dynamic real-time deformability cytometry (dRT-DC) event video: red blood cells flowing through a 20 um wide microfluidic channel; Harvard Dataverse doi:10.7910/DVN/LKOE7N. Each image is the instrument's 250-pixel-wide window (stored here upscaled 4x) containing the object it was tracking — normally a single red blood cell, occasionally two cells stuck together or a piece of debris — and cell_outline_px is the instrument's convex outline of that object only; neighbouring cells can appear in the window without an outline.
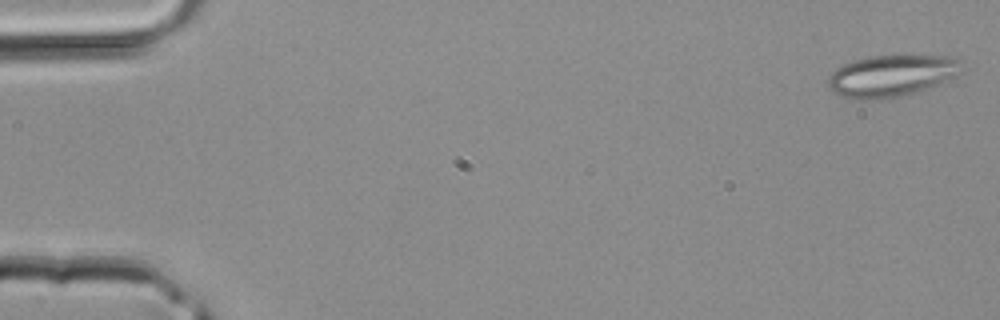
{"species": "common noctule bat (a hibernating species)", "species_latin": "Nyctalus noctula", "temperature_condition": "room temperature", "stored_images_in_passage": 40, "camera_frame_rate_fps": 3000, "um_per_image_px": 0.085, "animal": {"sex": "male", "body_mass_g": 20.4}, "frame": {"image": 1, "passage_image": 1, "time_ms": 0.0, "image_size_px": [1000, 320], "cell_outline_px": [[964, 72], [936, 84], [900, 96], [868, 100], [848, 100], [828, 88], [828, 76], [836, 68], [852, 60], [868, 56], [952, 56], [960, 60], [964, 68]], "centroid_in_image_um": [75.74, 6.43], "position_along_channel_um": 9.3, "area_um2": 32.43}}
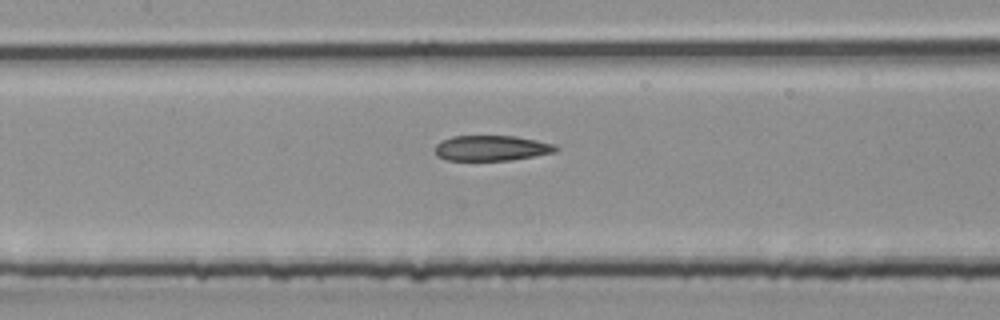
{"frame": {"image": 2, "passage_image": 19, "time_ms": 6.0, "image_size_px": [1000, 320], "cell_outline_px": [[560, 148], [556, 152], [512, 160], [444, 160], [436, 156], [436, 144], [440, 140], [452, 136], [516, 136], [556, 144]], "centroid_in_image_um": [41.79, 12.59], "position_along_channel_um": 165.6, "area_um2": 18.03}}
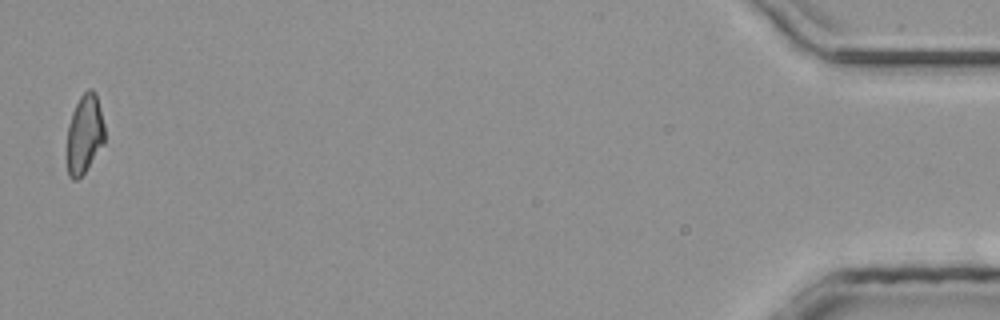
{"frame": {"image": 3, "passage_image": 40, "time_ms": 13.0, "image_size_px": [1000, 320], "cell_outline_px": [[104, 144], [84, 172], [76, 180], [72, 180], [68, 176], [64, 156], [68, 124], [72, 112], [80, 96], [88, 88], [92, 88], [96, 92], [104, 124]], "centroid_in_image_um": [7.13, 11.42], "position_along_channel_um": 428.1, "area_um2": 17.98}}